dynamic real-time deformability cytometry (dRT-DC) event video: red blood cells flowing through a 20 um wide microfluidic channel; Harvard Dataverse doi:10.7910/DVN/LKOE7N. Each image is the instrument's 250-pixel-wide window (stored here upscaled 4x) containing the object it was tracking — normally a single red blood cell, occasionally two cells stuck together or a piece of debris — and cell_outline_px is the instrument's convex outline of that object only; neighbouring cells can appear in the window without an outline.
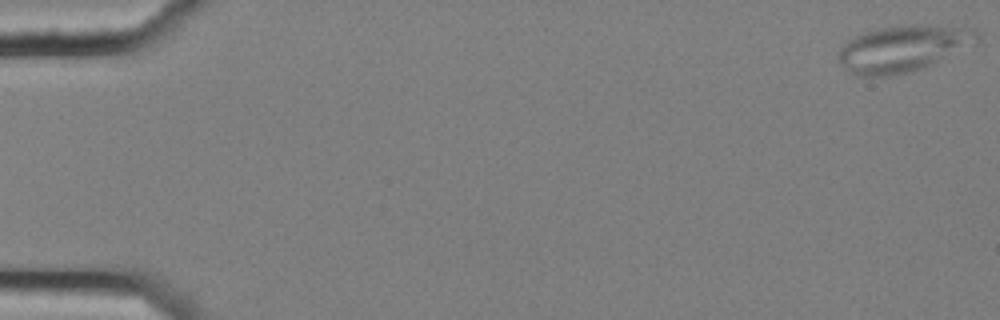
{"species": "common noctule bat (a hibernating species)", "species_latin": "Nyctalus noctula", "temperature_condition": "cold", "stored_images_in_passage": 9, "camera_frame_rate_fps": 3000, "um_per_image_px": 0.085, "animal": {"sex": "female", "body_mass_g": 25.1}, "frame": {"image": 1, "passage_image": 1, "time_ms": 0.0, "image_size_px": [1000, 320], "cell_outline_px": [[980, 36], [932, 64], [924, 68], [912, 72], [888, 76], [856, 76], [844, 68], [840, 64], [836, 56], [840, 48], [848, 40], [864, 32], [880, 28], [912, 24], [964, 24], [980, 32]], "centroid_in_image_um": [76.71, 4.1], "position_along_channel_um": 8.3, "area_um2": 37.57}}